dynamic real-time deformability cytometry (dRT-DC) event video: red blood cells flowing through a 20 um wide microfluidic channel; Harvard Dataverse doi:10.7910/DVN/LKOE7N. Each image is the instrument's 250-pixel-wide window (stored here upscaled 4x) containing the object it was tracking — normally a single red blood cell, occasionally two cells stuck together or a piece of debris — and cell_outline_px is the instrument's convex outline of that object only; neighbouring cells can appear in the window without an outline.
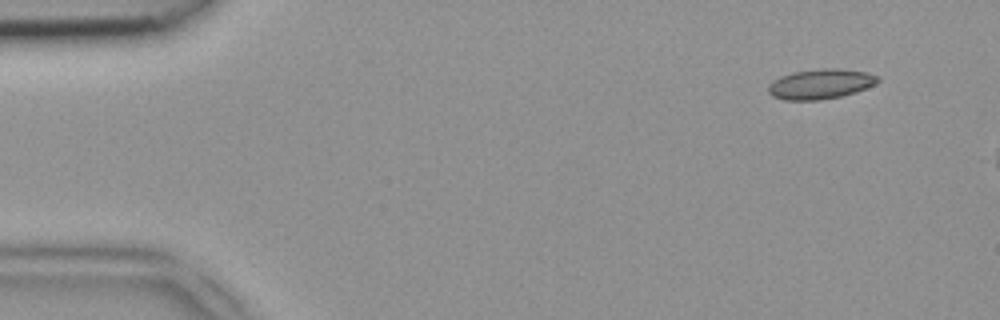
{"species": "common noctule bat (a hibernating species)", "species_latin": "Nyctalus noctula", "temperature_condition": "room temperature", "stored_images_in_passage": 6, "camera_frame_rate_fps": 3000, "um_per_image_px": 0.085, "animal": {"sex": "female", "body_mass_g": 18.4}, "frame": {"image": 1, "passage_image": 4, "time_ms": 1.0, "image_size_px": [1000, 320], "cell_outline_px": [[880, 80], [876, 84], [856, 92], [840, 96], [820, 100], [784, 100], [772, 96], [768, 92], [768, 84], [772, 80], [780, 76], [792, 72], [820, 68], [836, 68], [868, 72], [876, 76]], "centroid_in_image_um": [69.71, 7.13], "position_along_channel_um": 15.3, "area_um2": 19.31}}